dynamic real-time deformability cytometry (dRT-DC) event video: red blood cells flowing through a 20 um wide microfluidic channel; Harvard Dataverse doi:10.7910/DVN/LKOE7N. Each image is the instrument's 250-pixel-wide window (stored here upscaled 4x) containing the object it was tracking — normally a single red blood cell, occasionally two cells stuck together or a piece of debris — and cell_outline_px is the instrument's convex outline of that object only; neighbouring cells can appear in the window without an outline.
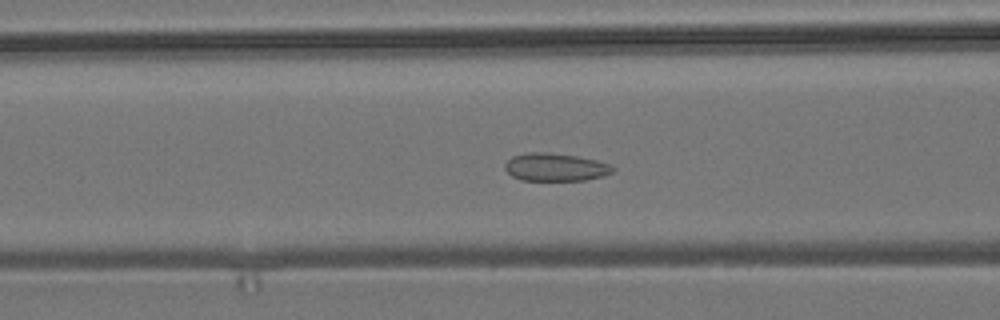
{"species": "common noctule bat (a hibernating species)", "species_latin": "Nyctalus noctula", "temperature_condition": "room temperature", "stored_images_in_passage": 53, "segment_of_instrument_passage": [1, 2], "camera_frame_rate_fps": 3000, "um_per_image_px": 0.085, "animal": {"sex": "male", "body_mass_g": 19.2, "forearm_length_mm": 51.8}, "frame": {"image": 1, "passage_image": 18, "time_ms": 5.667, "image_size_px": [1000, 320], "cell_outline_px": [[616, 168], [612, 172], [604, 176], [584, 180], [520, 180], [512, 176], [504, 168], [504, 164], [512, 156], [528, 152], [548, 152], [576, 156], [596, 160], [612, 164]], "centroid_in_image_um": [47.22, 14.2], "position_along_channel_um": 119.4, "area_um2": 17.63}}
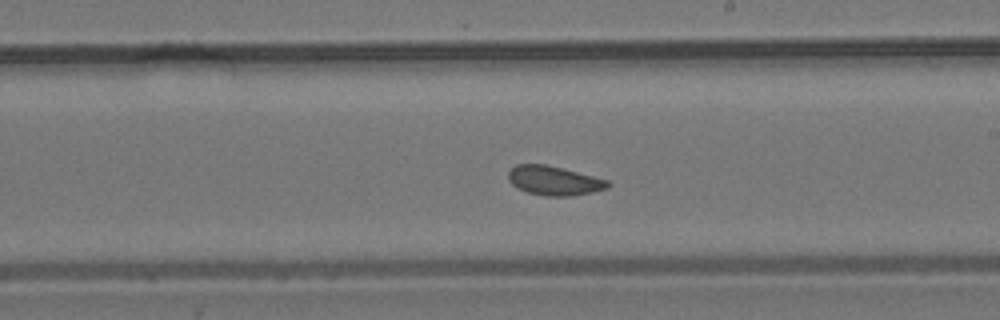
{"frame": {"image": 2, "passage_image": 28, "time_ms": 9.0, "image_size_px": [1000, 320], "cell_outline_px": [[612, 184], [608, 188], [592, 192], [572, 196], [544, 196], [528, 192], [516, 188], [508, 180], [508, 172], [516, 164], [544, 164], [608, 180]], "centroid_in_image_um": [47.08, 15.37], "position_along_channel_um": 241.9, "area_um2": 16.88}}
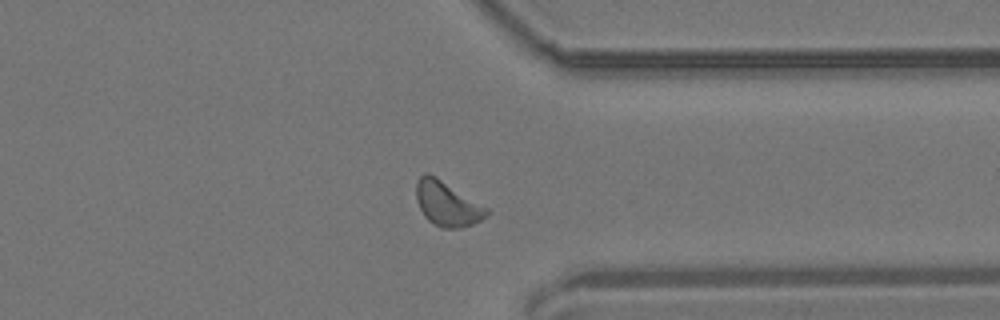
{"frame": {"image": 3, "passage_image": 39, "time_ms": 12.667, "image_size_px": [1000, 320], "cell_outline_px": [[492, 212], [488, 216], [472, 224], [460, 228], [440, 228], [432, 224], [424, 216], [416, 200], [416, 184], [420, 176], [424, 172], [428, 172], [436, 176], [488, 208]], "centroid_in_image_um": [38.01, 17.32], "position_along_channel_um": 373.4, "area_um2": 18.5}}